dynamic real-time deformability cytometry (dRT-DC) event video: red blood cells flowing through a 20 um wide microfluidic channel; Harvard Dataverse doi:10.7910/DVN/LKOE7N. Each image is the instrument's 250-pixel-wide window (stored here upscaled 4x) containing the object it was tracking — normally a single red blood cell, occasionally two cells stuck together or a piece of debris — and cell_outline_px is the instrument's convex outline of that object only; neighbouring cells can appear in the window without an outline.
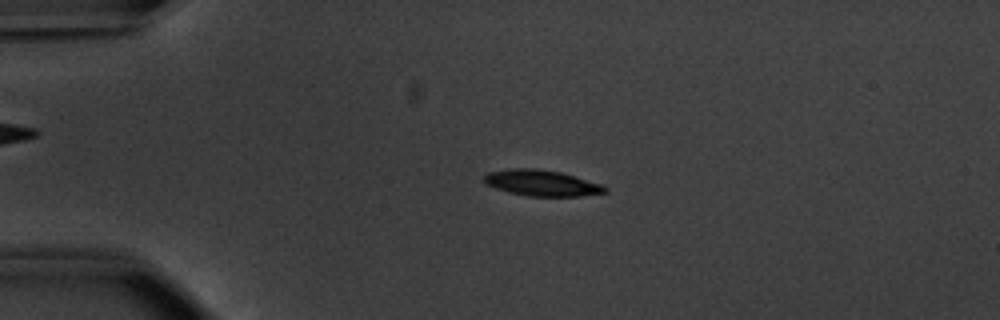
{"species": "common noctule bat (a hibernating species)", "species_latin": "Nyctalus noctula", "temperature_condition": "warm", "stored_images_in_passage": 52, "camera_frame_rate_fps": 3000, "um_per_image_px": 0.085, "animal": {"sex": "male", "body_mass_g": 20.1, "forearm_length_mm": 53.5}, "frame": {"image": 1, "passage_image": 12, "time_ms": 3.667, "image_size_px": [1000, 320], "cell_outline_px": [[608, 192], [580, 196], [528, 196], [508, 192], [484, 184], [484, 176], [488, 172], [512, 168], [536, 168], [560, 172], [604, 184], [608, 188]], "centroid_in_image_um": [46.07, 15.55], "position_along_channel_um": 38.9, "area_um2": 18.44}}
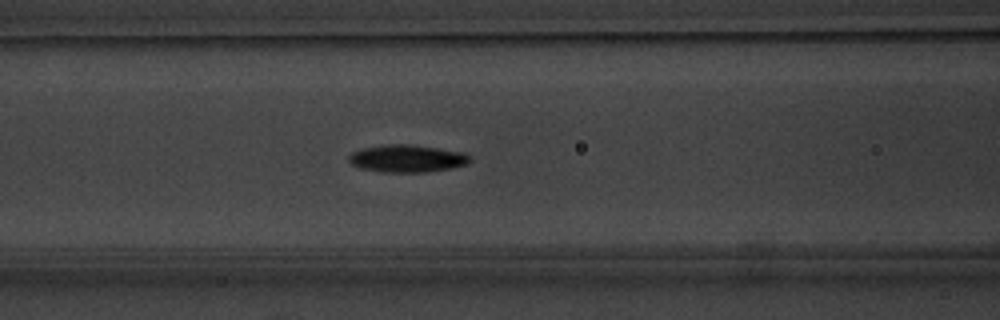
{"frame": {"image": 2, "passage_image": 22, "time_ms": 7.0, "image_size_px": [1000, 320], "cell_outline_px": [[472, 160], [468, 164], [428, 172], [380, 172], [360, 168], [352, 164], [348, 160], [348, 156], [352, 152], [360, 148], [388, 144], [412, 144], [464, 152], [472, 156]], "centroid_in_image_um": [34.61, 13.46], "position_along_channel_um": 132.0, "area_um2": 19.59}}
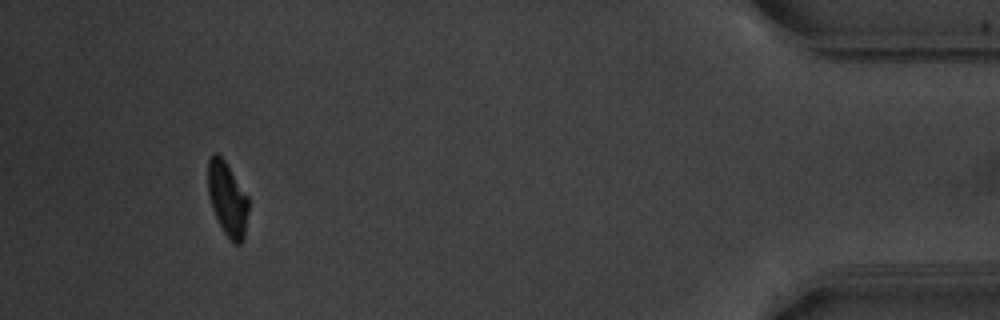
{"frame": {"image": 3, "passage_image": 49, "time_ms": 16.0, "image_size_px": [1000, 320], "cell_outline_px": [[248, 208], [244, 240], [240, 244], [232, 244], [228, 240], [212, 208], [208, 192], [208, 160], [212, 152], [216, 152], [224, 160], [248, 196]], "centroid_in_image_um": [19.33, 16.93], "position_along_channel_um": 415.9, "area_um2": 17.46}, "authors_computed_cell_mechanics": {"area_um2": 18.4382, "velocity_mm_per_s": 3.8417, "shape_relaxation_time_tau1_ms": 3.0176, "shape_relaxation_time_tau2_ms": 6.6573, "deformation_change_tau1": 0.1463, "deformation_change_tau2": 0.1233}}